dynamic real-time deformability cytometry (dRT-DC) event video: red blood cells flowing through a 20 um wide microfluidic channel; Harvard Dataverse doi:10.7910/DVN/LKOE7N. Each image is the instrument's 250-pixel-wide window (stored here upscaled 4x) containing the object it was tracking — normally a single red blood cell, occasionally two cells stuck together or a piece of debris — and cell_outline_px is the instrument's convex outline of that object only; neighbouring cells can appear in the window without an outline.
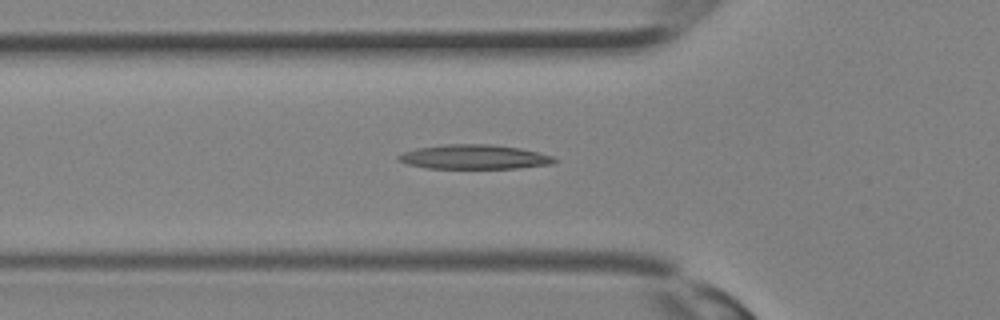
{"species": "Egyptian fruit bat (a non-hibernating species)", "species_latin": "Rousettus aegyptiacus", "temperature_condition": "room temperature", "stored_images_in_passage": 21, "camera_frame_rate_fps": 3000, "um_per_image_px": 0.085, "animal": {"sex": "female"}, "frame": {"image": 1, "passage_image": 2, "time_ms": 0.333, "image_size_px": [1000, 320], "cell_outline_px": [[556, 160], [552, 164], [520, 168], [428, 168], [408, 164], [400, 160], [396, 156], [404, 152], [416, 148], [444, 144], [492, 144], [520, 148], [552, 156]], "centroid_in_image_um": [40.3, 13.33], "position_along_channel_um": 85.5, "area_um2": 22.02}}
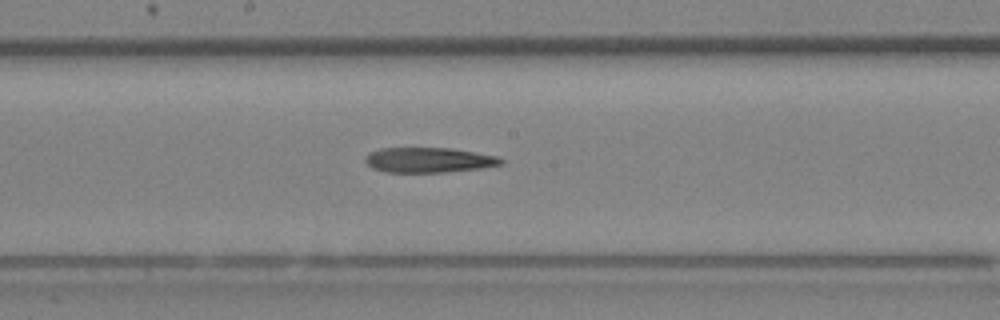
{"frame": {"image": 2, "passage_image": 8, "time_ms": 2.333, "image_size_px": [1000, 320], "cell_outline_px": [[504, 164], [480, 168], [444, 172], [384, 172], [372, 168], [364, 160], [364, 156], [368, 152], [380, 148], [452, 148], [496, 156], [504, 160]], "centroid_in_image_um": [36.4, 13.6], "position_along_channel_um": 211.8, "area_um2": 19.88}}
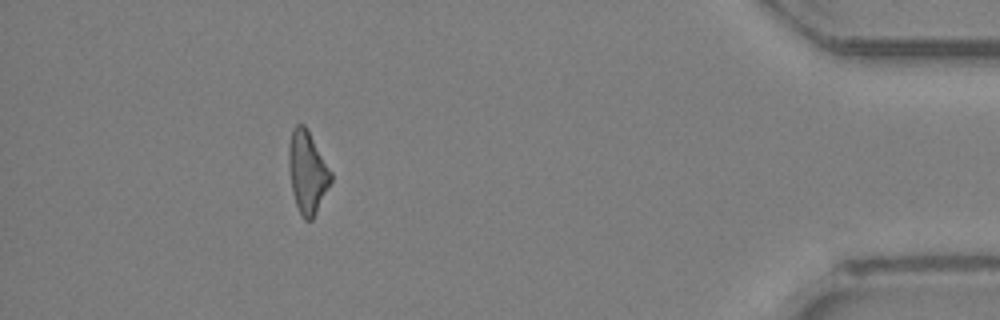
{"frame": {"image": 3, "passage_image": 20, "time_ms": 6.333, "image_size_px": [1000, 320], "cell_outline_px": [[332, 180], [312, 220], [304, 220], [296, 204], [292, 192], [288, 164], [288, 144], [292, 128], [296, 124], [304, 124], [332, 172]], "centroid_in_image_um": [26.11, 14.61], "position_along_channel_um": 409.1, "area_um2": 20.06}}